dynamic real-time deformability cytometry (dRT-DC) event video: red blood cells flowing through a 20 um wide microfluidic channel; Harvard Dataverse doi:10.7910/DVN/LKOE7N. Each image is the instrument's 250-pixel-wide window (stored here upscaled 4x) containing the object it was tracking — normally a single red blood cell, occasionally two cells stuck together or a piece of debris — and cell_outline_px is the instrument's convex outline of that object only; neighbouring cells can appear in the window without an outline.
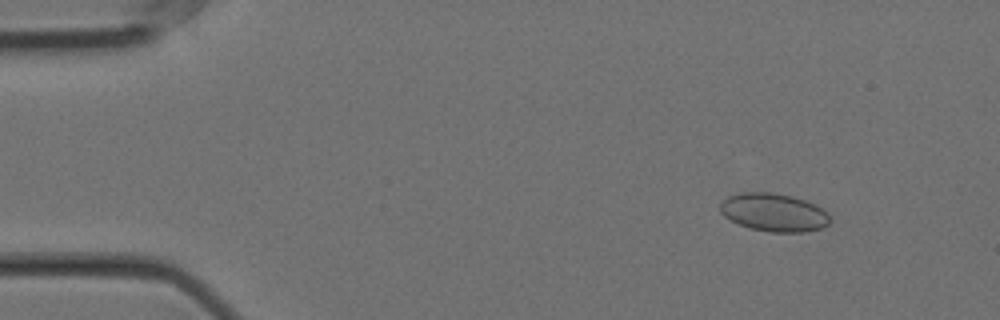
{"species": "Egyptian fruit bat (a non-hibernating species)", "species_latin": "Rousettus aegyptiacus", "temperature_condition": "cold", "stored_images_in_passage": 57, "camera_frame_rate_fps": 3000, "um_per_image_px": 0.085, "animal": {"sex": "female"}, "frame": {"image": 1, "passage_image": 7, "time_ms": 2.0, "image_size_px": [1000, 320], "cell_outline_px": [[828, 224], [820, 228], [804, 232], [768, 232], [748, 228], [728, 220], [720, 212], [720, 204], [728, 196], [740, 192], [772, 192], [792, 196], [804, 200], [828, 212]], "centroid_in_image_um": [65.71, 18.06], "position_along_channel_um": 19.3, "area_um2": 24.39}}
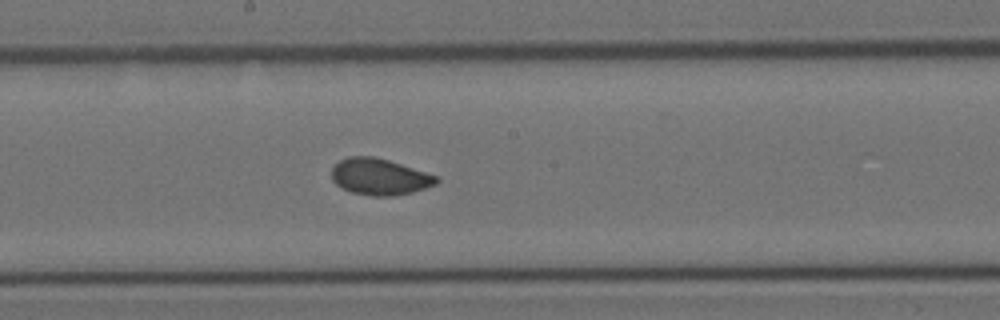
{"frame": {"image": 2, "passage_image": 31, "time_ms": 10.0, "image_size_px": [1000, 320], "cell_outline_px": [[440, 180], [436, 184], [412, 192], [392, 196], [372, 196], [352, 192], [336, 184], [332, 180], [332, 168], [340, 160], [348, 156], [372, 156], [388, 160], [436, 176]], "centroid_in_image_um": [32.24, 15.02], "position_along_channel_um": 216.0, "area_um2": 21.91}}
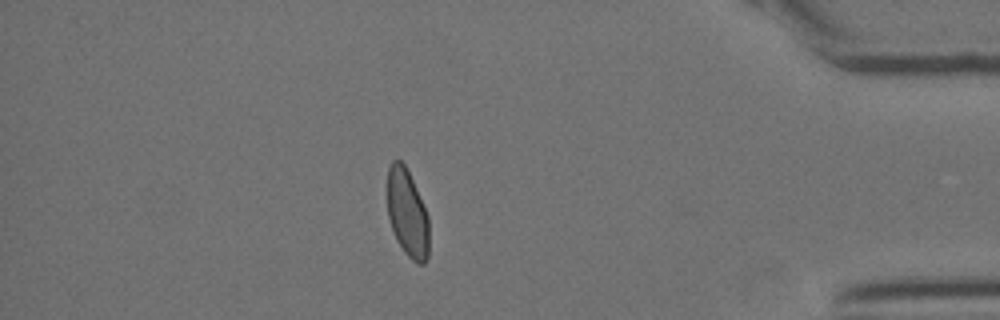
{"frame": {"image": 3, "passage_image": 50, "time_ms": 16.333, "image_size_px": [1000, 320], "cell_outline_px": [[428, 256], [424, 264], [416, 264], [404, 252], [396, 240], [388, 216], [388, 168], [392, 160], [400, 160], [404, 164], [412, 180], [428, 216]], "centroid_in_image_um": [34.62, 18.16], "position_along_channel_um": 400.6, "area_um2": 21.04}, "authors_computed_cell_mechanics": {"area_um2": 22.3108, "velocity_mm_per_s": 3.5512, "shape_relaxation_time_tau1_ms": 8.1706, "shape_relaxation_time_tau2_ms": 0.9745, "deformation_change_tau1": 0.1093, "deformation_change_tau2": 0.0462}}